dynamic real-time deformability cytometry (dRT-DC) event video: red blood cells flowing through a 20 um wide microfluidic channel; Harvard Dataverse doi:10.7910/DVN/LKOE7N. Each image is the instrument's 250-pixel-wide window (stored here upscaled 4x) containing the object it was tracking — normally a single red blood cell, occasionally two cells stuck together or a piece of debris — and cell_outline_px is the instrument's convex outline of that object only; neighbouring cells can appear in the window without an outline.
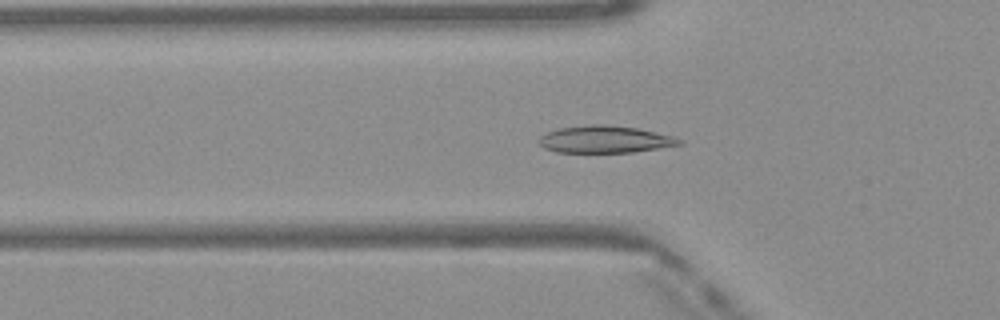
{"species": "Egyptian fruit bat (a non-hibernating species)", "species_latin": "Rousettus aegyptiacus", "temperature_condition": "warm", "stored_images_in_passage": 50, "camera_frame_rate_fps": 3000, "um_per_image_px": 0.085, "frame": {"image": 1, "passage_image": 17, "time_ms": 5.333, "image_size_px": [1000, 320], "cell_outline_px": [[684, 144], [632, 152], [556, 152], [544, 148], [540, 144], [540, 136], [556, 128], [592, 124], [608, 124], [636, 128], [672, 136], [684, 140]], "centroid_in_image_um": [51.42, 11.84], "position_along_channel_um": 74.4, "area_um2": 22.14}}
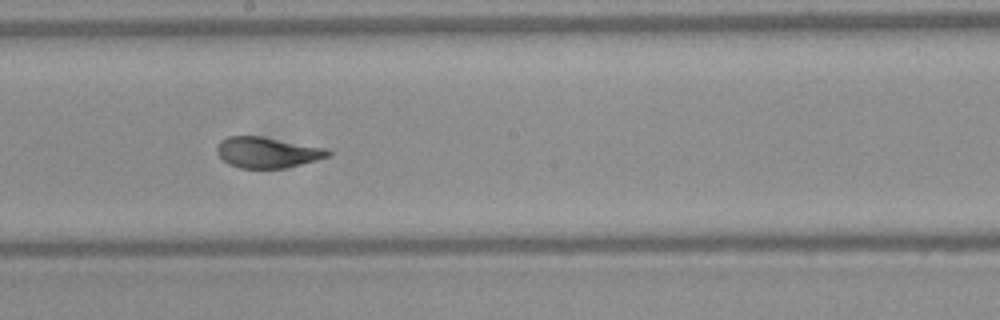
{"frame": {"image": 2, "passage_image": 28, "time_ms": 9.0, "image_size_px": [1000, 320], "cell_outline_px": [[332, 156], [284, 168], [240, 168], [228, 164], [216, 152], [216, 148], [220, 140], [228, 136], [260, 136], [328, 148], [332, 152]], "centroid_in_image_um": [22.74, 12.95], "position_along_channel_um": 225.5, "area_um2": 20.0}}
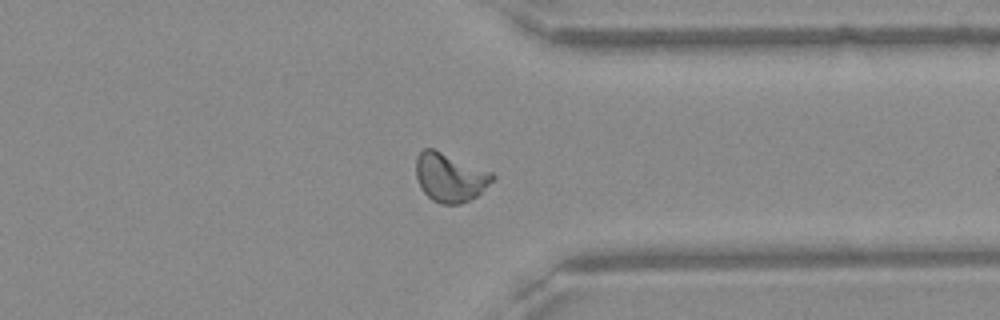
{"frame": {"image": 3, "passage_image": 39, "time_ms": 12.667, "image_size_px": [1000, 320], "cell_outline_px": [[496, 176], [476, 196], [460, 204], [440, 204], [432, 200], [420, 188], [416, 176], [416, 156], [424, 148], [432, 148], [492, 172]], "centroid_in_image_um": [38.21, 15.08], "position_along_channel_um": 373.2, "area_um2": 21.5}, "authors_computed_cell_mechanics": {"area_um2": 21.0103, "velocity_mm_per_s": 4.0971, "shape_relaxation_time_tau1_ms": 4.9667, "shape_relaxation_time_tau2_ms": 0.7476, "deformation_change_tau1": 0.1883, "deformation_change_tau2": 0.0514}}